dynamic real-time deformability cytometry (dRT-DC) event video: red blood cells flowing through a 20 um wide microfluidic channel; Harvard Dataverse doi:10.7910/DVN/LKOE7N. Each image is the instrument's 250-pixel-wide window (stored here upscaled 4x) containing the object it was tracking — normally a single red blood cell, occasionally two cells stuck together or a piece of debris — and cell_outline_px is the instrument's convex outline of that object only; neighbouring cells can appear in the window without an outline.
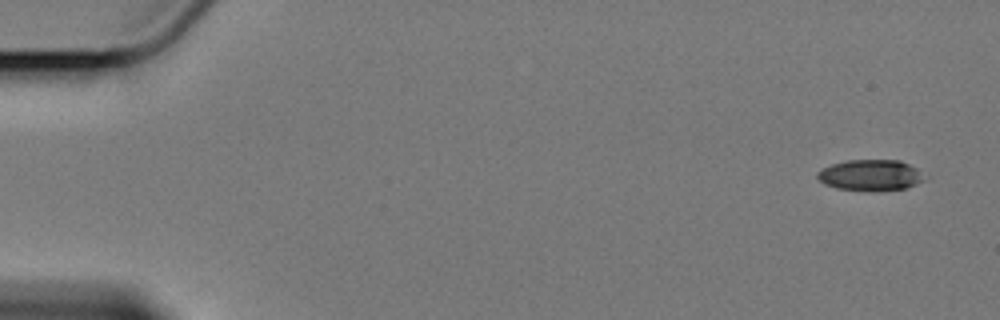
{"species": "Egyptian fruit bat (a non-hibernating species)", "species_latin": "Rousettus aegyptiacus", "temperature_condition": "cold", "stored_images_in_passage": 12, "camera_frame_rate_fps": 3000, "um_per_image_px": 0.085, "animal": {"sex": "female"}, "frame": {"image": 1, "passage_image": 1, "time_ms": 0.0, "image_size_px": [1000, 320], "cell_outline_px": [[924, 180], [916, 184], [904, 188], [836, 188], [824, 184], [816, 176], [816, 172], [832, 164], [848, 160], [900, 160], [916, 168]], "centroid_in_image_um": [73.94, 14.84], "position_along_channel_um": 11.1, "area_um2": 18.26}}